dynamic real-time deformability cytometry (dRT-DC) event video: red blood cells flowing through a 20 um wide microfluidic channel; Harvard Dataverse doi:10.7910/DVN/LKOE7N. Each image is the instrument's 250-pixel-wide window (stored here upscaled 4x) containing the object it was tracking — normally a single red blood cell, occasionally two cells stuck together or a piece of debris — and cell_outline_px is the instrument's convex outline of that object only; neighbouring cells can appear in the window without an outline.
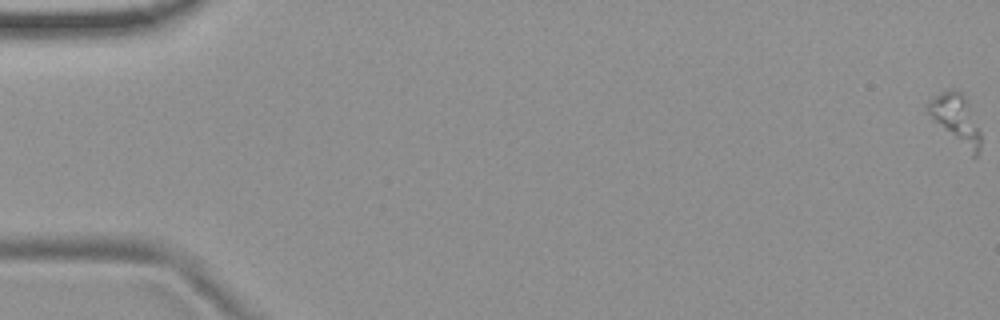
{"species": "common noctule bat (a hibernating species)", "species_latin": "Nyctalus noctula", "temperature_condition": "room temperature", "stored_images_in_passage": 57, "camera_frame_rate_fps": 3000, "um_per_image_px": 0.085, "animal": {"sex": "female", "body_mass_g": 19.9}, "frame": {"image": 1, "passage_image": 1, "time_ms": 0.0, "image_size_px": [1000, 320], "cell_outline_px": [[980, 148], [976, 156], [972, 156], [924, 108], [936, 96], [952, 88], [956, 88], [960, 92], [980, 132]], "centroid_in_image_um": [81.27, 10.14], "position_along_channel_um": 3.7, "area_um2": 13.87}}
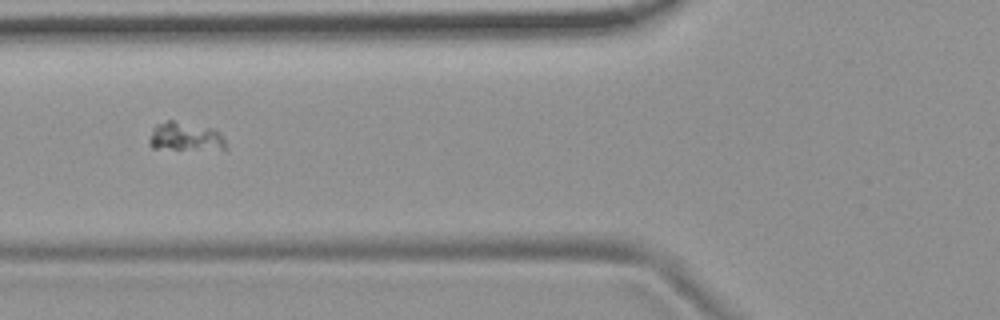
{"frame": {"image": 2, "passage_image": 23, "time_ms": 7.333, "image_size_px": [1000, 320], "cell_outline_px": [[224, 148], [152, 148], [148, 144], [148, 140], [152, 128], [156, 124], [168, 120], [172, 120], [212, 128], [220, 132], [224, 140]], "centroid_in_image_um": [15.66, 11.58], "position_along_channel_um": 110.1, "area_um2": 12.37}}
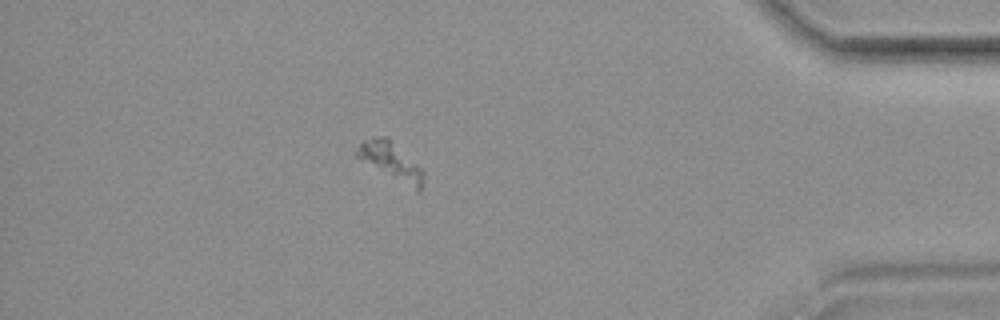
{"frame": {"image": 3, "passage_image": 50, "time_ms": 16.333, "image_size_px": [1000, 320], "cell_outline_px": [[424, 176], [420, 192], [416, 192], [356, 156], [356, 152], [360, 144], [364, 140], [372, 136], [384, 136], [420, 168], [424, 172]], "centroid_in_image_um": [33.24, 13.74], "position_along_channel_um": 402.0, "area_um2": 13.7}}